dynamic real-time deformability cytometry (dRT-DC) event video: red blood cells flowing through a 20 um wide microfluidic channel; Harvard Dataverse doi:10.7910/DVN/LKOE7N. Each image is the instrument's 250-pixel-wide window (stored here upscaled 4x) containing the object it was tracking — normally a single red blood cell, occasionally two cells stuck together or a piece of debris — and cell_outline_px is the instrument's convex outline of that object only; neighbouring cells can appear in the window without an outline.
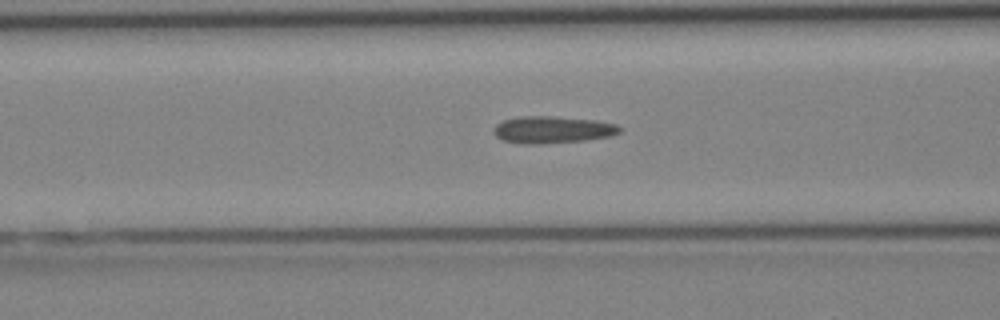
{"species": "Egyptian fruit bat (a non-hibernating species)", "species_latin": "Rousettus aegyptiacus", "temperature_condition": "cold", "stored_images_in_passage": 5, "camera_frame_rate_fps": 3000, "um_per_image_px": 0.085, "animal": {"sex": "female"}, "frame": {"image": 1, "passage_image": 5, "time_ms": 5.667, "image_size_px": [1000, 320], "cell_outline_px": [[620, 132], [612, 136], [584, 140], [540, 144], [524, 144], [504, 140], [496, 136], [492, 132], [496, 124], [504, 120], [520, 116], [552, 116], [596, 120], [616, 124], [620, 128]], "centroid_in_image_um": [46.95, 11.02], "position_along_channel_um": 119.6, "area_um2": 19.83}}